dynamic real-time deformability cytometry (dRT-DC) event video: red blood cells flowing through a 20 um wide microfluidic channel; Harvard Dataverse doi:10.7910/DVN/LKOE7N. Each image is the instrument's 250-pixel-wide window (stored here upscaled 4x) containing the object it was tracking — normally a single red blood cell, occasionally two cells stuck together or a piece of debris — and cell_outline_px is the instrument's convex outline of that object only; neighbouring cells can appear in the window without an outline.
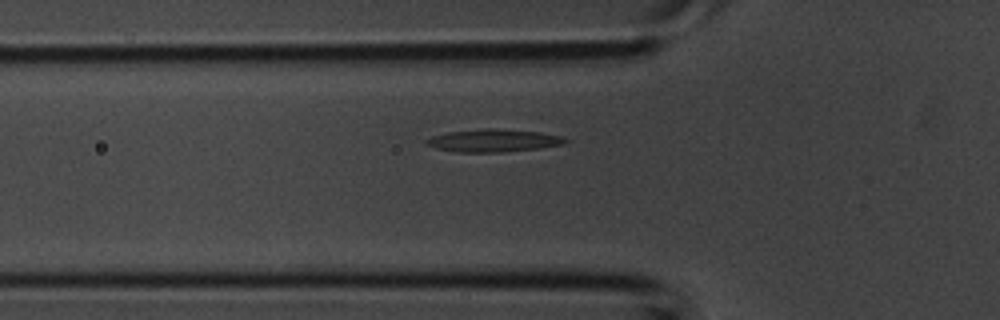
{"species": "common noctule bat (a hibernating species)", "species_latin": "Nyctalus noctula", "temperature_condition": "room temperature", "stored_images_in_passage": 29, "camera_frame_rate_fps": 3000, "um_per_image_px": 0.085, "animal": {"sex": "male", "body_mass_g": 20.1, "forearm_length_mm": 53.5}, "frame": {"image": 1, "passage_image": 3, "time_ms": 0.667, "image_size_px": [1000, 320], "cell_outline_px": [[568, 140], [564, 144], [540, 148], [504, 152], [456, 152], [436, 148], [428, 144], [424, 140], [432, 136], [448, 132], [484, 128], [492, 128], [540, 132], [560, 136]], "centroid_in_image_um": [41.94, 11.95], "position_along_channel_um": 83.9, "area_um2": 18.26}}
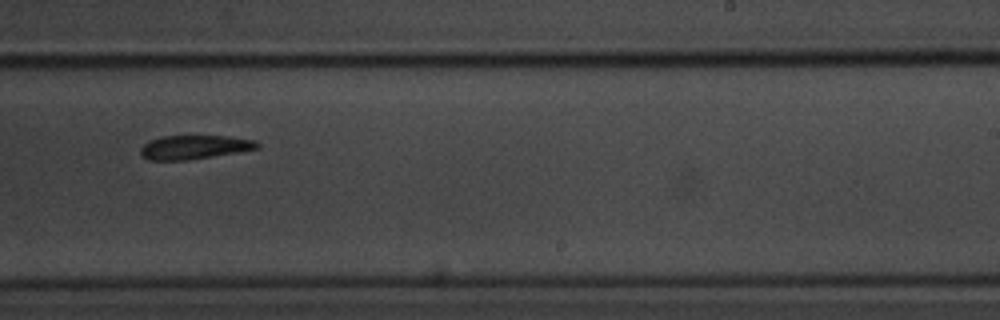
{"frame": {"image": 2, "passage_image": 14, "time_ms": 4.333, "image_size_px": [1000, 320], "cell_outline_px": [[260, 148], [240, 152], [188, 160], [148, 160], [140, 156], [140, 148], [148, 140], [160, 136], [228, 136], [256, 140], [260, 144]], "centroid_in_image_um": [16.51, 12.51], "position_along_channel_um": 272.5, "area_um2": 16.53}}
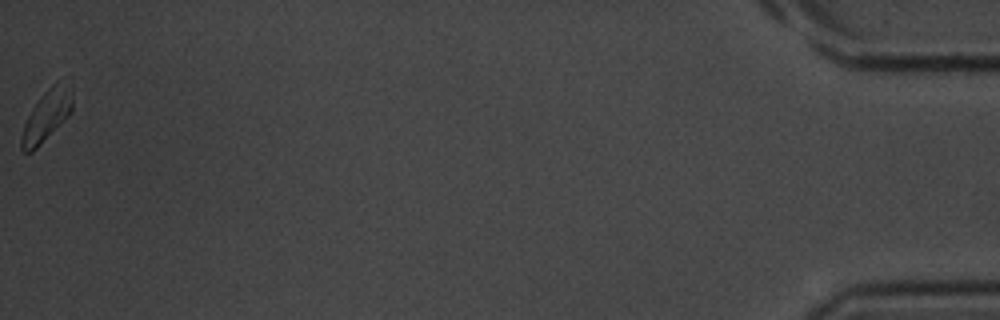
{"frame": {"image": 3, "passage_image": 29, "time_ms": 9.333, "image_size_px": [1000, 320], "cell_outline_px": [[72, 112], [32, 152], [24, 152], [20, 148], [20, 140], [24, 124], [32, 108], [40, 96], [56, 80], [72, 76]], "centroid_in_image_um": [4.02, 9.7], "position_along_channel_um": 431.2, "area_um2": 15.66}}